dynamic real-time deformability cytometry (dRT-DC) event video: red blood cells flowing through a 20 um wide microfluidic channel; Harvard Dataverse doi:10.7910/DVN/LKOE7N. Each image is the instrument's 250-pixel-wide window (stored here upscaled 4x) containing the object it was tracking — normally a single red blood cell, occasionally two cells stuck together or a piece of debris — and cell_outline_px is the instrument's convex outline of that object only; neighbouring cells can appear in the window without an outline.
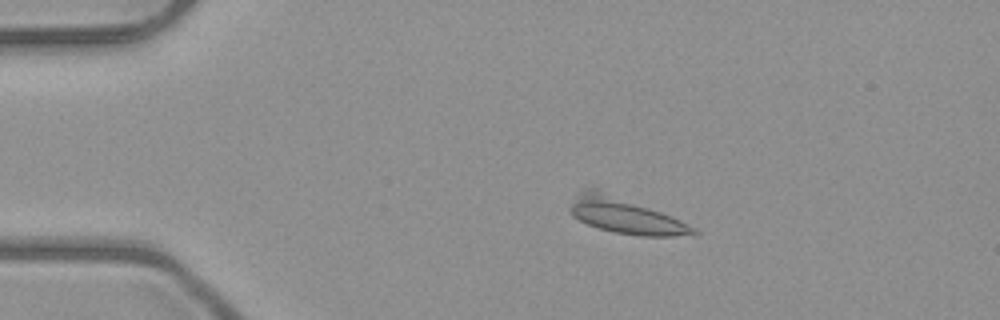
{"species": "common noctule bat (a hibernating species)", "species_latin": "Nyctalus noctula", "temperature_condition": "room temperature", "stored_images_in_passage": 5, "camera_frame_rate_fps": 3000, "um_per_image_px": 0.085, "animal": {"sex": "male", "body_mass_g": 23.1, "forearm_length_mm": 52.7}, "frame": {"image": 1, "passage_image": 2, "time_ms": 1.333, "image_size_px": [1000, 320], "cell_outline_px": [[700, 232], [672, 236], [640, 236], [612, 232], [588, 224], [572, 216], [568, 208], [580, 192], [584, 188], [600, 188], [680, 220], [696, 228]], "centroid_in_image_um": [53.09, 18.31], "position_along_channel_um": 31.9, "area_um2": 25.32}}